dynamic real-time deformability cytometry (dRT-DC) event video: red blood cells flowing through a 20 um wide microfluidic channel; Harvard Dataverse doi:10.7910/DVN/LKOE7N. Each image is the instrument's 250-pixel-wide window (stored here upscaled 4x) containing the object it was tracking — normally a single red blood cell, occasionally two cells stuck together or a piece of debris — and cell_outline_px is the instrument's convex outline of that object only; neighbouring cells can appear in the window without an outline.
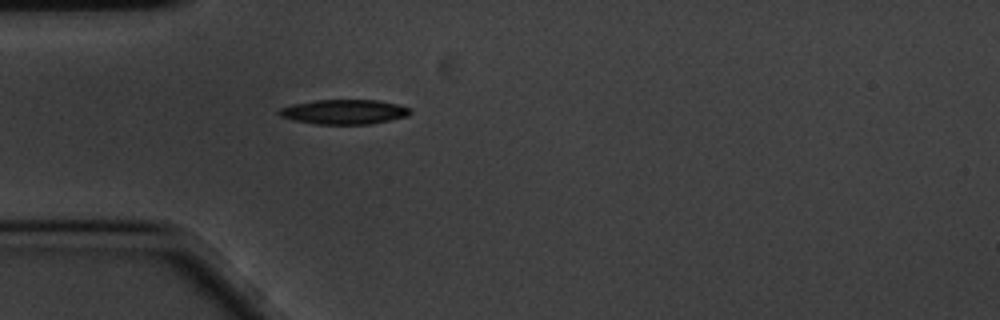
{"species": "common noctule bat (a hibernating species)", "species_latin": "Nyctalus noctula", "temperature_condition": "cold", "stored_images_in_passage": 31, "camera_frame_rate_fps": 3000, "um_per_image_px": 0.085, "animal": {"sex": "male", "body_mass_g": 20.1, "forearm_length_mm": 53.5}, "frame": {"image": 1, "passage_image": 1, "time_ms": 0.0, "image_size_px": [1000, 320], "cell_outline_px": [[412, 112], [408, 116], [372, 124], [316, 124], [292, 120], [280, 116], [276, 112], [280, 108], [292, 104], [316, 100], [380, 100], [396, 104], [408, 108]], "centroid_in_image_um": [29.22, 9.51], "position_along_channel_um": 55.8, "area_um2": 18.9}}
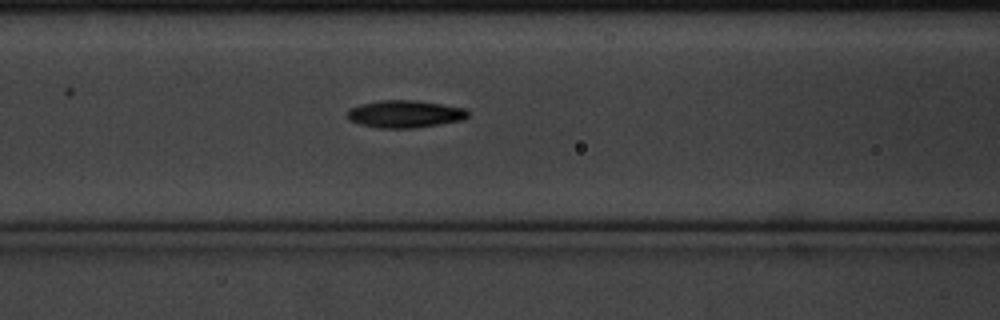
{"frame": {"image": 2, "passage_image": 8, "time_ms": 2.333, "image_size_px": [1000, 320], "cell_outline_px": [[468, 116], [464, 120], [416, 128], [380, 128], [360, 124], [348, 120], [348, 108], [360, 104], [380, 100], [416, 100], [464, 108], [468, 112]], "centroid_in_image_um": [34.4, 9.69], "position_along_channel_um": 132.2, "area_um2": 19.31}}
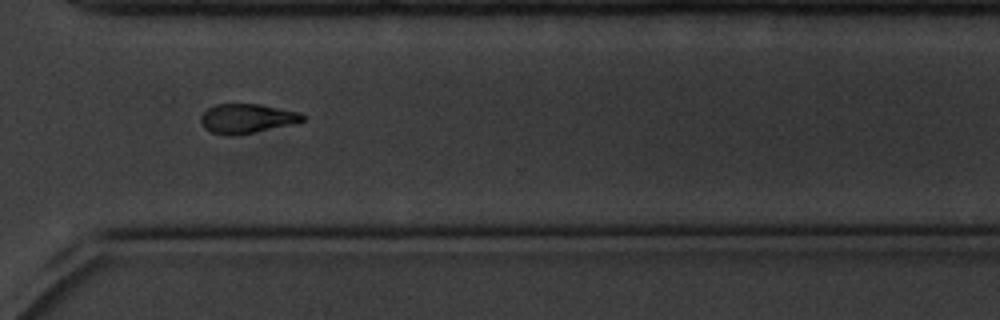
{"frame": {"image": 3, "passage_image": 27, "time_ms": 8.667, "image_size_px": [1000, 320], "cell_outline_px": [[304, 120], [252, 132], [232, 136], [228, 136], [212, 132], [204, 128], [200, 120], [200, 116], [208, 108], [216, 104], [260, 104], [300, 112], [304, 116]], "centroid_in_image_um": [20.91, 10.06], "position_along_channel_um": 349.7, "area_um2": 17.05}, "authors_computed_cell_mechanics": {"area_um2": 18.8428, "velocity_mm_per_s": 3.4386, "shape_relaxation_time_tau1_ms": 2.7642, "shape_relaxation_time_tau2_ms": 11.011, "deformation_change_tau1": 0.1292, "deformation_change_tau2": 0.205}}